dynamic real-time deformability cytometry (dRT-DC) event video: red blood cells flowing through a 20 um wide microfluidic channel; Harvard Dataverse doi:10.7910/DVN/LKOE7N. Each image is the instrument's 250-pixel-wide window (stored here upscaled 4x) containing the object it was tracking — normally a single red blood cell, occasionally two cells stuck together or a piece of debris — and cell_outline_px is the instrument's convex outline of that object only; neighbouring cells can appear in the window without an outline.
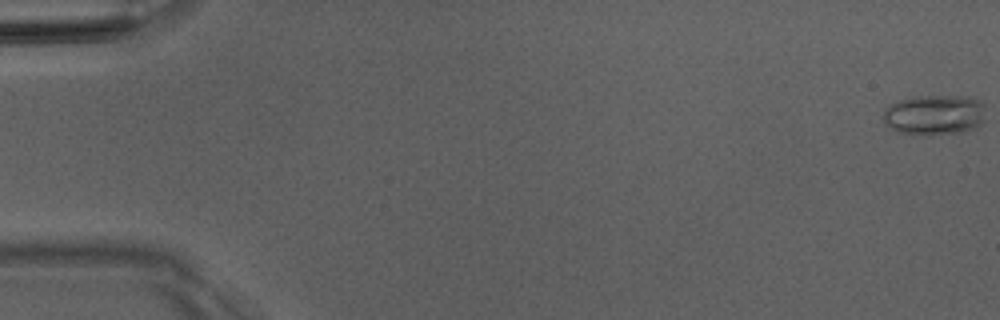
{"species": "Egyptian fruit bat (a non-hibernating species)", "species_latin": "Rousettus aegyptiacus", "temperature_condition": "room temperature", "stored_images_in_passage": 13, "camera_frame_rate_fps": 3000, "um_per_image_px": 0.085, "animal": {"sex": "male"}, "frame": {"image": 1, "passage_image": 1, "time_ms": 0.0, "image_size_px": [1000, 320], "cell_outline_px": [[984, 104], [980, 124], [976, 128], [960, 132], [928, 136], [896, 132], [884, 124], [880, 116], [888, 104], [896, 100], [912, 96], [968, 96], [980, 100]], "centroid_in_image_um": [79.32, 9.76], "position_along_channel_um": 5.7, "area_um2": 24.62}}